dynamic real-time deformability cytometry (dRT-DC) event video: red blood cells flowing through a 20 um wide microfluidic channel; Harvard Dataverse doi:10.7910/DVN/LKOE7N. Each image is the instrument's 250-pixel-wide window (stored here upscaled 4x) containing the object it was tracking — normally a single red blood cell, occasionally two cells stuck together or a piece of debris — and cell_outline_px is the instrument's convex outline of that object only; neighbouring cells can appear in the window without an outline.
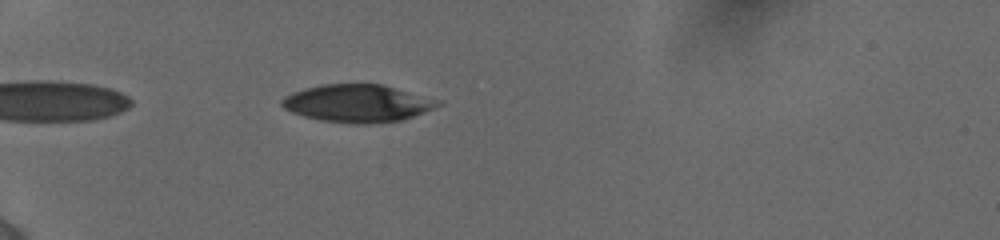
{"species": "human", "species_latin": "Homo sapiens", "temperature_condition": "cold", "stored_images_in_passage": 36, "camera_frame_rate_fps": 3000, "um_per_image_px": 0.085, "donor": {"sex": "female"}, "frame": {"image": 1, "passage_image": 1, "time_ms": 0.0, "image_size_px": [1000, 240], "cell_outline_px": [[444, 104], [424, 112], [400, 120], [368, 124], [352, 124], [320, 120], [304, 116], [292, 112], [284, 108], [280, 104], [280, 100], [284, 96], [292, 92], [304, 88], [324, 84], [384, 84], [444, 100]], "centroid_in_image_um": [30.43, 8.77], "position_along_channel_um": 54.6, "area_um2": 34.62}}
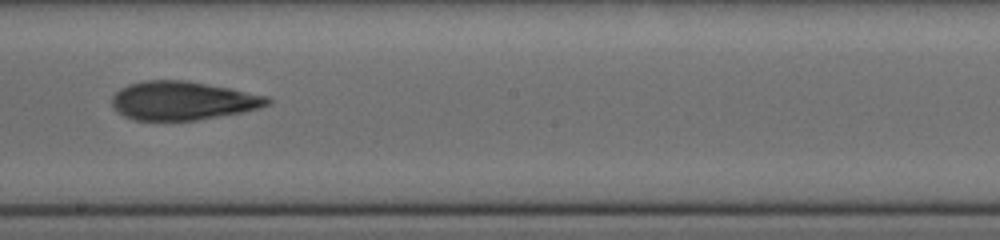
{"frame": {"image": 2, "passage_image": 17, "time_ms": 5.333, "image_size_px": [1000, 240], "cell_outline_px": [[272, 104], [260, 108], [244, 112], [196, 120], [136, 120], [124, 116], [116, 112], [112, 108], [112, 96], [120, 88], [128, 84], [144, 80], [188, 80], [268, 96], [272, 100]], "centroid_in_image_um": [15.53, 8.55], "position_along_channel_um": 232.7, "area_um2": 35.26}}
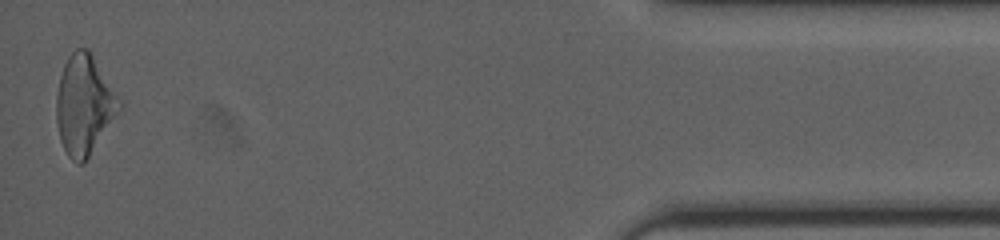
{"frame": {"image": 3, "passage_image": 36, "time_ms": 12.0, "image_size_px": [1000, 240], "cell_outline_px": [[124, 108], [84, 164], [76, 164], [68, 156], [60, 140], [56, 120], [56, 96], [60, 76], [64, 64], [68, 56], [76, 48], [88, 48], [124, 100]], "centroid_in_image_um": [7.22, 8.92], "position_along_channel_um": 428.0, "area_um2": 37.69}, "authors_computed_cell_mechanics": {"area_um2": 35.836, "velocity_mm_per_s": 3.8924, "shape_relaxation_time_tau1_ms": 6.008, "shape_relaxation_time_tau2_ms": 3.5108, "deformation_change_tau1": 0.1703, "deformation_change_tau2": 0.135}}